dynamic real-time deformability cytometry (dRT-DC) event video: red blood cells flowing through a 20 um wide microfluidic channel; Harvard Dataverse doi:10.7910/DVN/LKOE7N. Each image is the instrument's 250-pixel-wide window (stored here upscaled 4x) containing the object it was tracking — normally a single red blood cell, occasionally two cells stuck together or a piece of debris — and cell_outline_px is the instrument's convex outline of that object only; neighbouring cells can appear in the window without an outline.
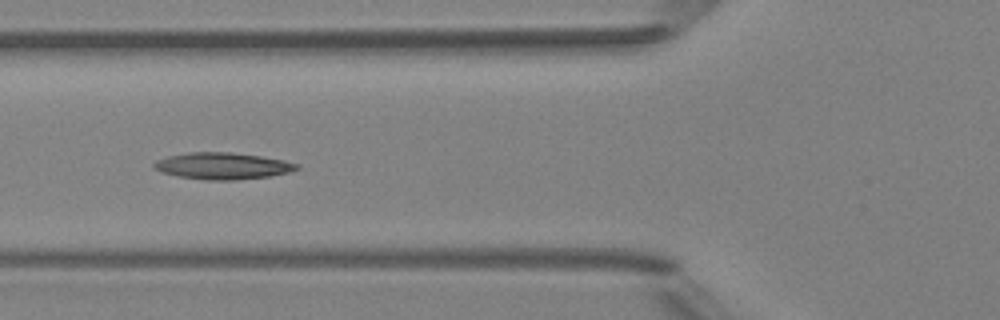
{"species": "Egyptian fruit bat (a non-hibernating species)", "species_latin": "Rousettus aegyptiacus", "temperature_condition": "room temperature", "stored_images_in_passage": 4, "camera_frame_rate_fps": 3000, "um_per_image_px": 0.085, "animal": {"sex": "female"}, "frame": {"image": 1, "passage_image": 4, "time_ms": 3.333, "image_size_px": [1000, 320], "cell_outline_px": [[300, 168], [288, 172], [268, 176], [236, 180], [204, 180], [176, 176], [160, 172], [152, 168], [152, 164], [156, 160], [168, 156], [188, 152], [232, 152], [260, 156], [284, 160], [300, 164]], "centroid_in_image_um": [18.87, 14.1], "position_along_channel_um": 106.9, "area_um2": 22.37}}